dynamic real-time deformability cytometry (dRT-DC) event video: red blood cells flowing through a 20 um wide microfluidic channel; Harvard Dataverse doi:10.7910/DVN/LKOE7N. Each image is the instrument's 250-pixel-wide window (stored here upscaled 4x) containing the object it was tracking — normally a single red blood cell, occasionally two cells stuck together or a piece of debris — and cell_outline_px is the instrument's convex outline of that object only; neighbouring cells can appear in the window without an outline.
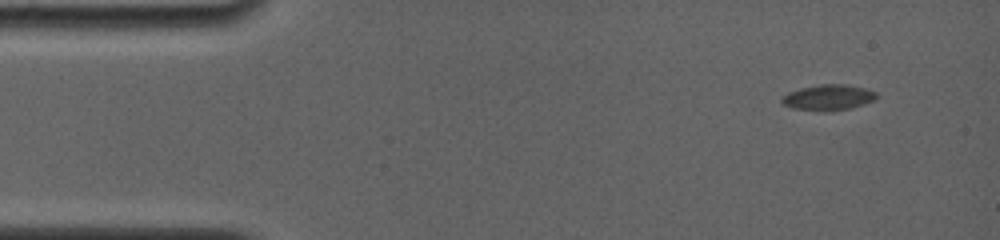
{"species": "common noctule bat (a hibernating species)", "species_latin": "Nyctalus noctula", "temperature_condition": "room temperature", "stored_images_in_passage": 14, "camera_frame_rate_fps": 4000, "um_per_image_px": 0.085, "animal": {"sex": "female", "body_mass_g": 19.0, "forearm_length_mm": 56.7}, "frame": {"image": 1, "passage_image": 1, "time_ms": 0.0, "image_size_px": [1000, 240], "cell_outline_px": [[876, 96], [872, 100], [864, 104], [848, 108], [792, 108], [784, 104], [780, 100], [780, 96], [788, 92], [800, 88], [820, 84], [844, 84], [864, 88], [876, 92]], "centroid_in_image_um": [70.36, 8.22], "position_along_channel_um": 14.6, "area_um2": 13.29}}
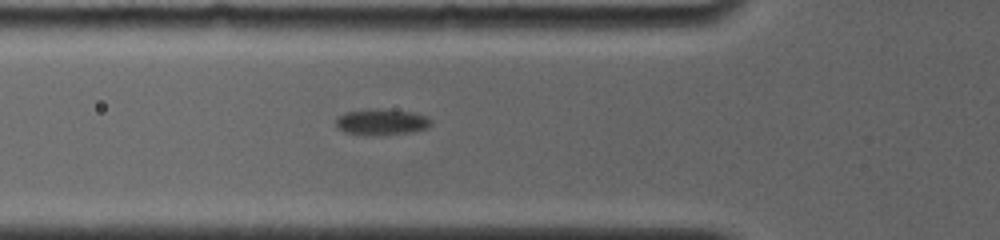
{"frame": {"image": 2, "passage_image": 7, "time_ms": 4.75, "image_size_px": [1000, 240], "cell_outline_px": [[432, 124], [428, 128], [412, 132], [380, 136], [344, 132], [336, 128], [336, 120], [344, 112], [376, 108], [412, 112], [428, 116], [432, 120]], "centroid_in_image_um": [32.47, 10.37], "position_along_channel_um": 93.3, "area_um2": 14.68}}
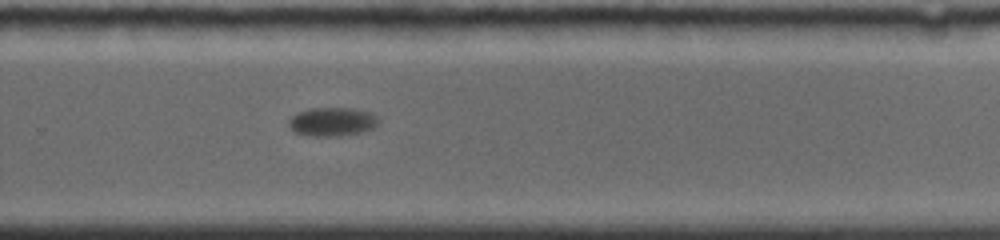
{"frame": {"image": 3, "passage_image": 14, "time_ms": 10.5, "image_size_px": [1000, 240], "cell_outline_px": [[380, 120], [372, 128], [364, 132], [340, 136], [308, 136], [296, 132], [288, 124], [288, 120], [292, 116], [300, 112], [312, 108], [352, 108], [368, 112], [376, 116]], "centroid_in_image_um": [28.25, 10.36], "position_along_channel_um": 301.6, "area_um2": 14.91}}